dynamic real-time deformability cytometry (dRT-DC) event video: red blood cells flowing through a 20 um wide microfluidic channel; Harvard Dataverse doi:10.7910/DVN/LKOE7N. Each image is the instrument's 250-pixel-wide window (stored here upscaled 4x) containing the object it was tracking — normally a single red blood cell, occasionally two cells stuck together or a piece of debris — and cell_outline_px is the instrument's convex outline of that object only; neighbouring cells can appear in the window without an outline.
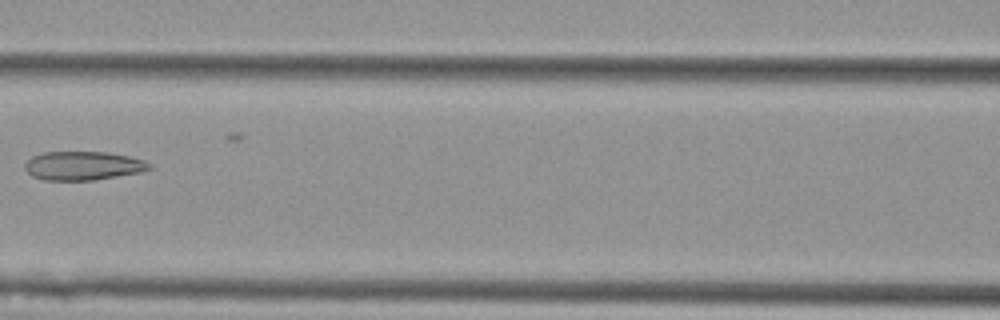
{"species": "Egyptian fruit bat (a non-hibernating species)", "species_latin": "Rousettus aegyptiacus", "temperature_condition": "cold", "stored_images_in_passage": 9, "camera_frame_rate_fps": 3000, "um_per_image_px": 0.085, "animal": {"sex": "female"}, "frame": {"image": 1, "passage_image": 6, "time_ms": 1.667, "image_size_px": [1000, 320], "cell_outline_px": [[152, 168], [140, 172], [92, 180], [44, 180], [32, 176], [24, 168], [24, 164], [32, 156], [44, 152], [108, 152], [128, 156], [144, 160], [152, 164]], "centroid_in_image_um": [7.05, 14.08], "position_along_channel_um": 159.5, "area_um2": 20.81}}
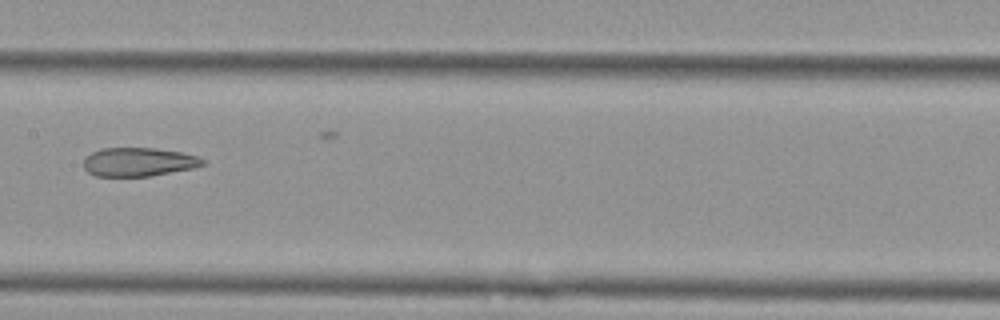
{"frame": {"image": 2, "passage_image": 7, "time_ms": 2.0, "image_size_px": [1000, 320], "cell_outline_px": [[208, 164], [192, 168], [152, 176], [96, 176], [88, 172], [84, 168], [84, 160], [92, 152], [104, 148], [156, 148], [180, 152], [196, 156], [204, 160]], "centroid_in_image_um": [11.8, 13.77], "position_along_channel_um": 195.6, "area_um2": 19.83}}
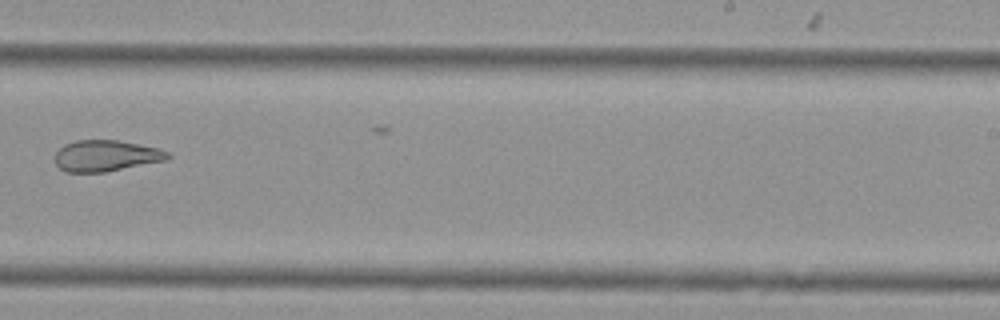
{"frame": {"image": 3, "passage_image": 9, "time_ms": 2.667, "image_size_px": [1000, 320], "cell_outline_px": [[172, 156], [168, 160], [104, 172], [64, 172], [56, 164], [56, 152], [64, 144], [76, 140], [116, 140], [160, 148], [168, 152]], "centroid_in_image_um": [9.03, 13.24], "position_along_channel_um": 280.0, "area_um2": 20.52}}